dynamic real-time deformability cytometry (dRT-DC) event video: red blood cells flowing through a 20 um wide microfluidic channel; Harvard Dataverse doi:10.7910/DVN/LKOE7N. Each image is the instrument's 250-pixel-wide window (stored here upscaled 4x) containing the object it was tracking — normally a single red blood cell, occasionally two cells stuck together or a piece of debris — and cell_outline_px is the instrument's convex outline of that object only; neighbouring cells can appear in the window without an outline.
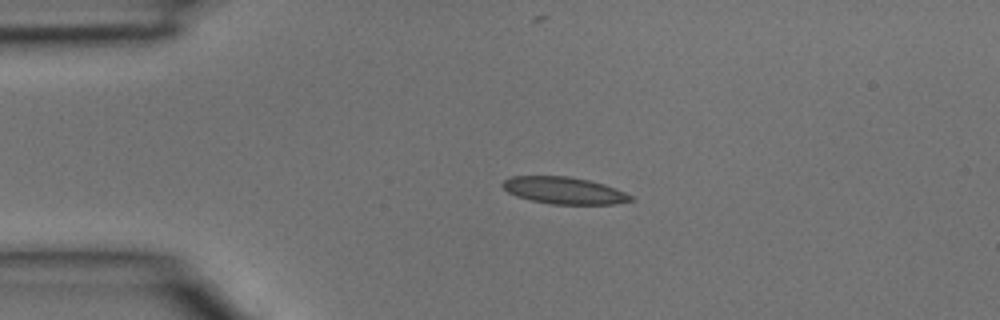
{"species": "common noctule bat (a hibernating species)", "species_latin": "Nyctalus noctula", "temperature_condition": "room temperature", "stored_images_in_passage": 32, "camera_frame_rate_fps": 3000, "um_per_image_px": 0.085, "animal": {"sex": "male", "body_mass_g": 15.6}, "frame": {"image": 1, "passage_image": 1, "time_ms": 0.0, "image_size_px": [1000, 320], "cell_outline_px": [[636, 200], [616, 204], [552, 204], [532, 200], [516, 196], [508, 192], [500, 184], [504, 180], [512, 176], [568, 176], [588, 180], [604, 184], [624, 192], [632, 196]], "centroid_in_image_um": [47.95, 16.19], "position_along_channel_um": 37.0, "area_um2": 20.06}}
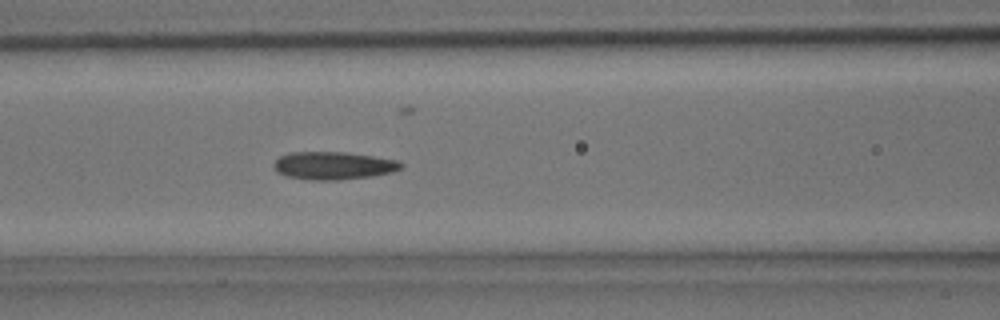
{"frame": {"image": 2, "passage_image": 9, "time_ms": 2.667, "image_size_px": [1000, 320], "cell_outline_px": [[404, 164], [400, 168], [392, 172], [372, 176], [336, 180], [312, 180], [284, 176], [276, 172], [272, 164], [280, 156], [292, 152], [344, 152], [372, 156], [396, 160]], "centroid_in_image_um": [28.29, 14.08], "position_along_channel_um": 138.3, "area_um2": 20.58}}
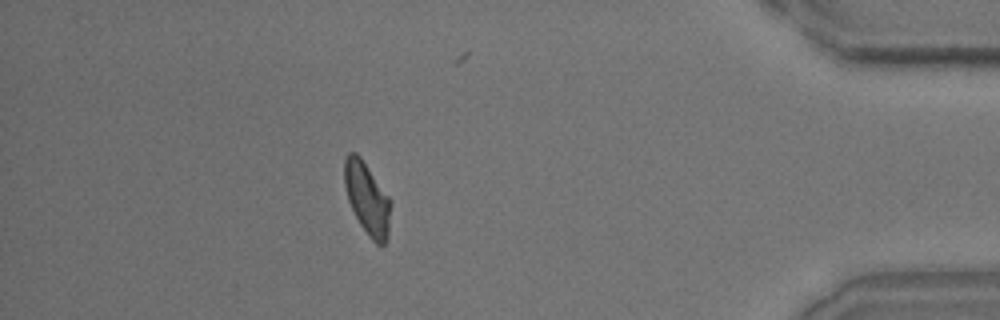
{"frame": {"image": 3, "passage_image": 28, "time_ms": 9.0, "image_size_px": [1000, 320], "cell_outline_px": [[388, 240], [384, 244], [376, 244], [372, 240], [360, 224], [348, 200], [344, 184], [344, 156], [348, 152], [356, 152], [360, 156], [388, 196]], "centroid_in_image_um": [31.15, 16.83], "position_along_channel_um": 404.0, "area_um2": 18.84}}